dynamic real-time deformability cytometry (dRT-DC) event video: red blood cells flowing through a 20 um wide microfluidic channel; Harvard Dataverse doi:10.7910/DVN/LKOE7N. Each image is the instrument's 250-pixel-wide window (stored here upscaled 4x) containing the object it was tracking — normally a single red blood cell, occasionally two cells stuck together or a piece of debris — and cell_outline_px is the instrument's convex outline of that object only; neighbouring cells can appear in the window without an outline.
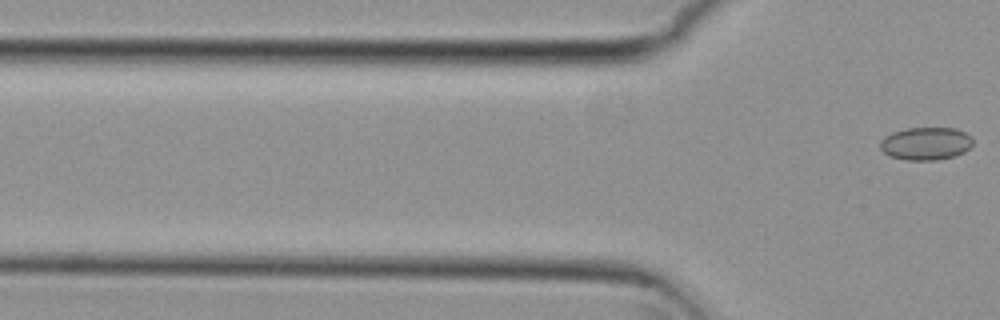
{"species": "common noctule bat (a hibernating species)", "species_latin": "Nyctalus noctula", "temperature_condition": "cold", "stored_images_in_passage": 2, "camera_frame_rate_fps": 3000, "um_per_image_px": 0.085, "animal": {"sex": "female", "body_mass_g": 29.2, "forearm_length_mm": 56.3}, "frame": {"image": 1, "passage_image": 2, "time_ms": 0.333, "image_size_px": [1000, 320], "cell_outline_px": [[972, 144], [964, 152], [952, 156], [936, 160], [904, 160], [892, 156], [884, 152], [880, 148], [880, 140], [884, 136], [892, 132], [908, 128], [956, 128], [972, 136]], "centroid_in_image_um": [78.68, 12.19], "position_along_channel_um": 47.1, "area_um2": 17.69}}